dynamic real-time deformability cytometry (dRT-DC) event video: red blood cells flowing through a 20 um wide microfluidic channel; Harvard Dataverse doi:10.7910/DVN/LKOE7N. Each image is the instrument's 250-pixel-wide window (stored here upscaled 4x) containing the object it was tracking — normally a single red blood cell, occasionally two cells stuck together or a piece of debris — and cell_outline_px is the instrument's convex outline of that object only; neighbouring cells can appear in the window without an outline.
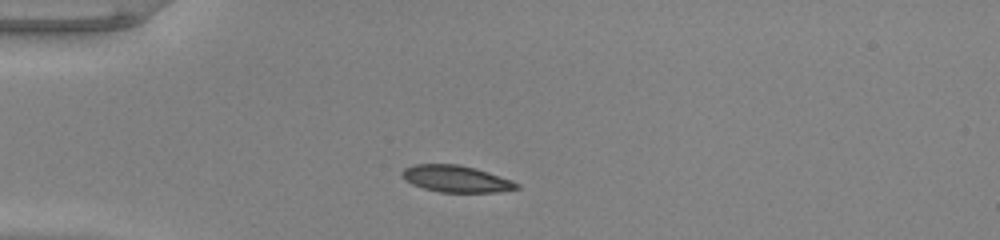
{"species": "common noctule bat (a hibernating species)", "species_latin": "Nyctalus noctula", "temperature_condition": "warm", "stored_images_in_passage": 39, "camera_frame_rate_fps": 3000, "um_per_image_px": 0.085, "animal": {"sex": "male", "body_mass_g": 20.0, "forearm_length_mm": 53.3}, "frame": {"image": 1, "passage_image": 1, "time_ms": 0.0, "image_size_px": [1000, 240], "cell_outline_px": [[520, 188], [496, 192], [440, 192], [424, 188], [412, 184], [404, 180], [400, 176], [400, 172], [404, 168], [416, 164], [460, 164], [476, 168], [512, 180], [520, 184]], "centroid_in_image_um": [38.75, 15.19], "position_along_channel_um": 46.3, "area_um2": 17.98}}
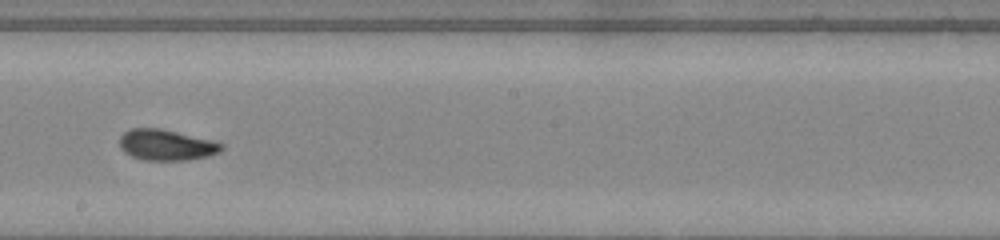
{"frame": {"image": 2, "passage_image": 17, "time_ms": 5.333, "image_size_px": [1000, 240], "cell_outline_px": [[224, 148], [220, 152], [208, 156], [188, 160], [140, 160], [124, 152], [120, 148], [120, 136], [124, 132], [132, 128], [160, 128], [212, 140], [224, 144]], "centroid_in_image_um": [14.14, 12.32], "position_along_channel_um": 234.1, "area_um2": 18.44}}
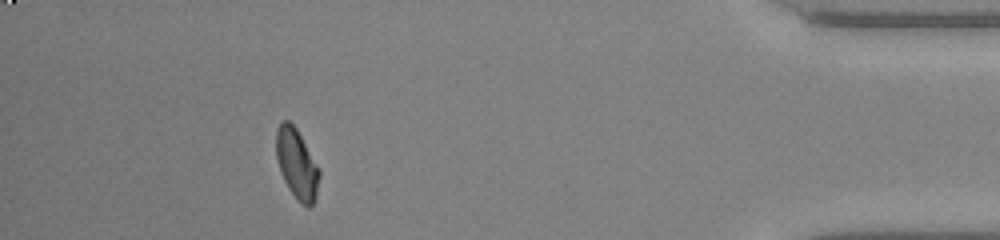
{"frame": {"image": 3, "passage_image": 34, "time_ms": 11.0, "image_size_px": [1000, 240], "cell_outline_px": [[320, 176], [316, 196], [312, 208], [308, 208], [300, 204], [296, 200], [288, 188], [280, 172], [276, 160], [276, 128], [284, 120], [288, 120], [296, 128], [320, 168]], "centroid_in_image_um": [25.23, 13.98], "position_along_channel_um": 410.0, "area_um2": 17.92}, "authors_computed_cell_mechanics": {"area_um2": 18.0914, "velocity_mm_per_s": 3.9942, "shape_relaxation_time_tau1_ms": 5.1334, "shape_relaxation_time_tau2_ms": 1.6607, "deformation_change_tau1": 0.1978, "deformation_change_tau2": 0.053}}